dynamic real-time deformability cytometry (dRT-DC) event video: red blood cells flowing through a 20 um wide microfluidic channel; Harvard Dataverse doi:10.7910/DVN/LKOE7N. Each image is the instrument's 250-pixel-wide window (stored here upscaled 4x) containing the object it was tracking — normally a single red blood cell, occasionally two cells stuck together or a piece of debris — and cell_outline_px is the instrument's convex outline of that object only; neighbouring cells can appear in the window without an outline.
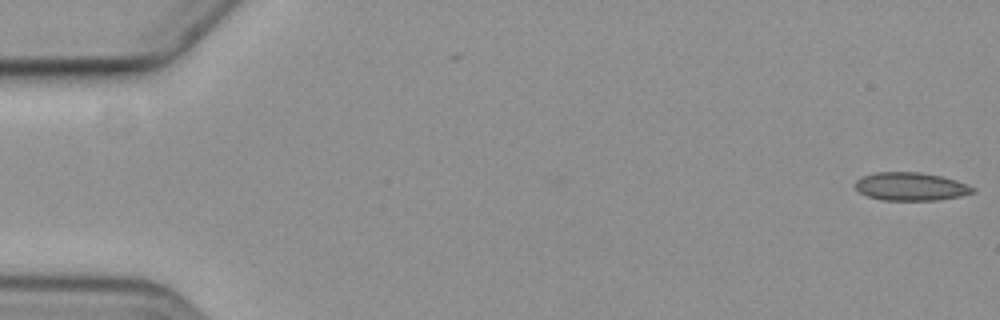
{"species": "common noctule bat (a hibernating species)", "species_latin": "Nyctalus noctula", "temperature_condition": "cold", "stored_images_in_passage": 58, "camera_frame_rate_fps": 3000, "um_per_image_px": 0.085, "animal": {"sex": "female", "body_mass_g": 19.3, "forearm_length_mm": 54.1}, "frame": {"image": 1, "passage_image": 1, "time_ms": 0.0, "image_size_px": [1000, 320], "cell_outline_px": [[976, 192], [960, 196], [940, 200], [880, 200], [868, 196], [860, 192], [856, 188], [856, 180], [864, 176], [876, 172], [920, 172], [940, 176], [956, 180], [976, 188]], "centroid_in_image_um": [77.45, 15.86], "position_along_channel_um": 7.6, "area_um2": 19.25}}
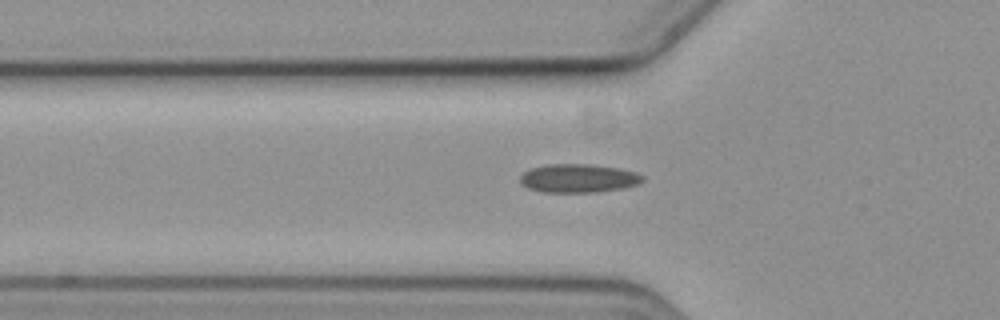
{"frame": {"image": 2, "passage_image": 20, "time_ms": 6.333, "image_size_px": [1000, 320], "cell_outline_px": [[644, 180], [636, 184], [620, 188], [596, 192], [540, 192], [528, 188], [520, 184], [520, 176], [524, 172], [532, 168], [548, 164], [588, 164], [620, 168], [636, 172], [644, 176]], "centroid_in_image_um": [49.14, 15.15], "position_along_channel_um": 76.7, "area_um2": 20.35}}
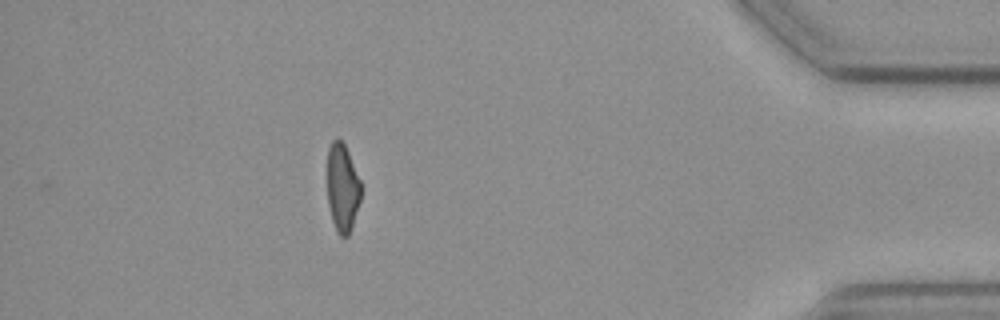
{"frame": {"image": 3, "passage_image": 52, "time_ms": 17.0, "image_size_px": [1000, 320], "cell_outline_px": [[360, 200], [352, 228], [348, 236], [340, 236], [336, 232], [332, 220], [328, 204], [328, 148], [332, 140], [336, 136], [344, 144], [348, 152], [360, 180]], "centroid_in_image_um": [29.1, 15.97], "position_along_channel_um": 406.1, "area_um2": 17.22}, "authors_computed_cell_mechanics": {"area_um2": 19.1896, "velocity_mm_per_s": 3.5687, "shape_relaxation_time_tau1_ms": null, "shape_relaxation_time_tau2_ms": 7.2204, "deformation_change_tau1": null, "deformation_change_tau2": 0.1336}}